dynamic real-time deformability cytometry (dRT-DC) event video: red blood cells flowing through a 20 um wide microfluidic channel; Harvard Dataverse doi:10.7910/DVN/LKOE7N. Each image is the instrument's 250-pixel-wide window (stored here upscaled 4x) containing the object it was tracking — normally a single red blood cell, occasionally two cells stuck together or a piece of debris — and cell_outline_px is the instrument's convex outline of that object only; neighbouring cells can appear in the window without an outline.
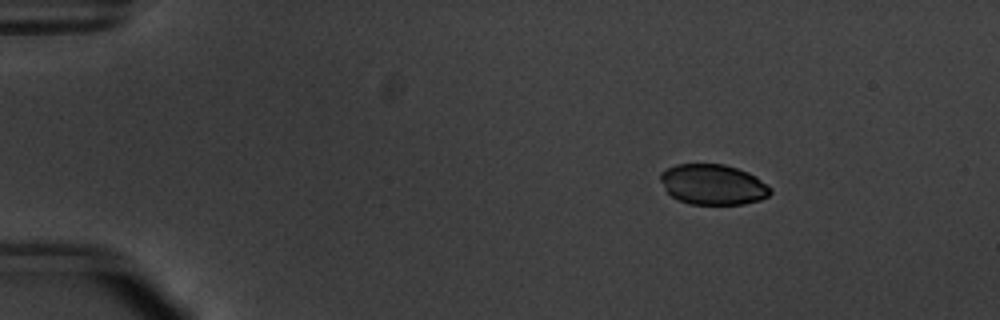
{"species": "common noctule bat (a hibernating species)", "species_latin": "Nyctalus noctula", "temperature_condition": "warm", "stored_images_in_passage": 50, "camera_frame_rate_fps": 3000, "um_per_image_px": 0.085, "animal": {"sex": "male", "body_mass_g": 20.1, "forearm_length_mm": 53.5}, "frame": {"image": 1, "passage_image": 4, "time_ms": 1.0, "image_size_px": [1000, 320], "cell_outline_px": [[772, 192], [768, 196], [760, 200], [744, 204], [688, 204], [672, 196], [668, 192], [660, 180], [660, 172], [676, 164], [724, 164], [748, 172], [756, 176], [772, 188]], "centroid_in_image_um": [60.63, 15.68], "position_along_channel_um": 24.4, "area_um2": 25.89}}
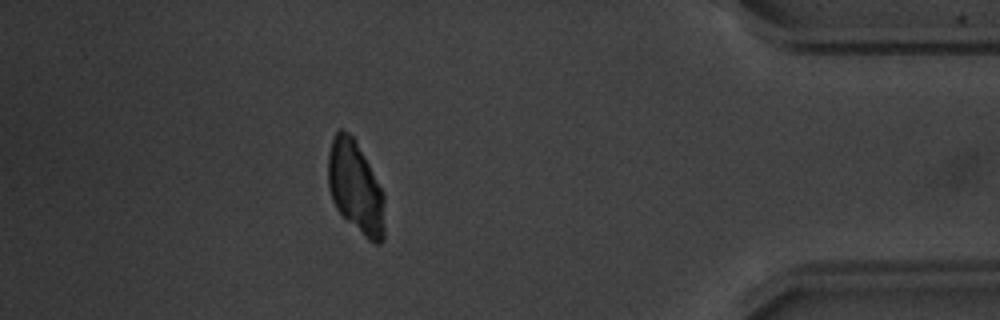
{"frame": {"image": 2, "passage_image": 44, "time_ms": 14.333, "image_size_px": [1000, 320], "cell_outline_px": [[384, 240], [380, 244], [376, 244], [368, 240], [336, 208], [332, 200], [328, 188], [328, 152], [332, 140], [336, 132], [340, 128], [348, 132], [356, 140], [384, 192]], "centroid_in_image_um": [30.23, 15.91], "position_along_channel_um": 405.0, "area_um2": 30.46}}